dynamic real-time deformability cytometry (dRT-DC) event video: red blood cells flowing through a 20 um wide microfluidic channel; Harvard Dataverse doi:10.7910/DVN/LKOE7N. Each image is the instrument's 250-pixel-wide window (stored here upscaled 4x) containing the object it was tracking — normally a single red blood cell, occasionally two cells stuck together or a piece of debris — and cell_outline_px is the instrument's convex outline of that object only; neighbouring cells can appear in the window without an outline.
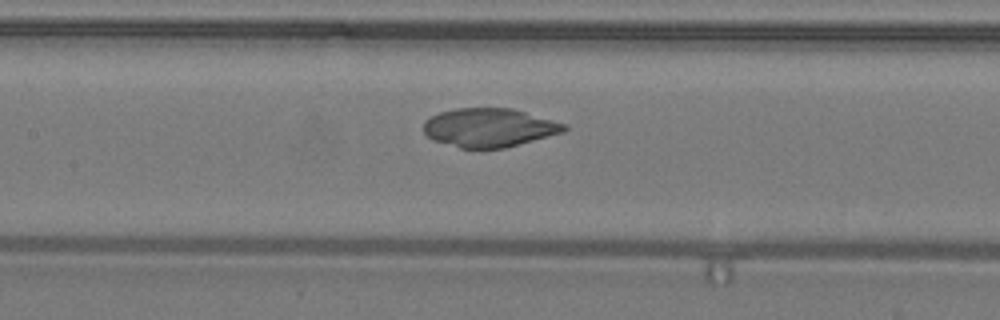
{"species": "common noctule bat (a hibernating species)", "species_latin": "Nyctalus noctula", "temperature_condition": "warm", "stored_images_in_passage": 48, "camera_frame_rate_fps": 3000, "um_per_image_px": 0.085, "animal": {"sex": "male", "body_mass_g": 19.2, "forearm_length_mm": 51.8}, "frame": {"image": 1, "passage_image": 23, "time_ms": 7.333, "image_size_px": [1000, 320], "cell_outline_px": [[568, 128], [564, 132], [504, 148], [460, 148], [432, 140], [424, 132], [424, 120], [440, 112], [456, 108], [512, 108], [568, 124]], "centroid_in_image_um": [41.59, 10.84], "position_along_channel_um": 165.8, "area_um2": 31.73}}
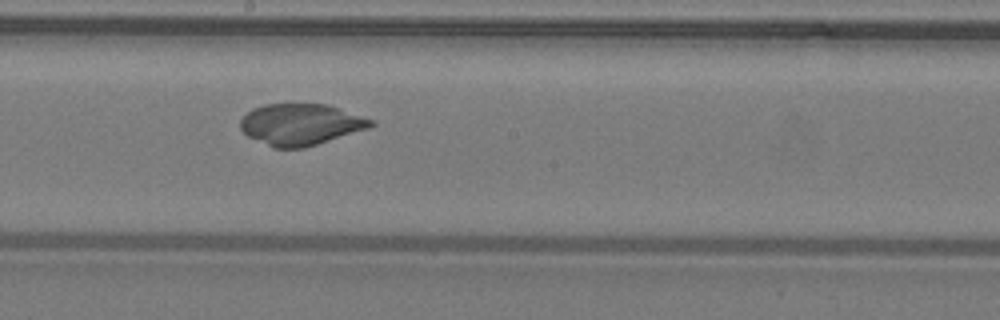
{"frame": {"image": 2, "passage_image": 27, "time_ms": 8.667, "image_size_px": [1000, 320], "cell_outline_px": [[376, 124], [368, 128], [304, 148], [272, 148], [248, 136], [240, 128], [240, 120], [252, 108], [264, 104], [328, 104], [376, 120]], "centroid_in_image_um": [25.57, 10.57], "position_along_channel_um": 222.6, "area_um2": 31.56}}
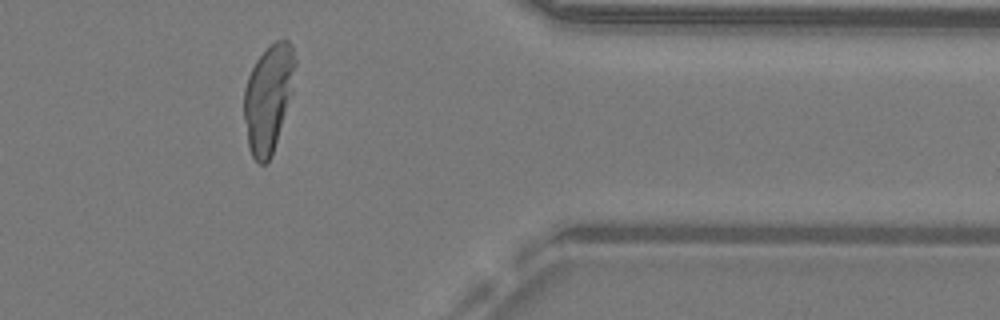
{"frame": {"image": 3, "passage_image": 40, "time_ms": 13.0, "image_size_px": [1000, 320], "cell_outline_px": [[296, 64], [292, 92], [272, 156], [264, 164], [260, 164], [252, 156], [248, 144], [244, 120], [244, 88], [248, 76], [256, 60], [276, 40], [288, 40], [292, 44], [296, 60]], "centroid_in_image_um": [22.82, 8.33], "position_along_channel_um": 388.6, "area_um2": 31.85}}